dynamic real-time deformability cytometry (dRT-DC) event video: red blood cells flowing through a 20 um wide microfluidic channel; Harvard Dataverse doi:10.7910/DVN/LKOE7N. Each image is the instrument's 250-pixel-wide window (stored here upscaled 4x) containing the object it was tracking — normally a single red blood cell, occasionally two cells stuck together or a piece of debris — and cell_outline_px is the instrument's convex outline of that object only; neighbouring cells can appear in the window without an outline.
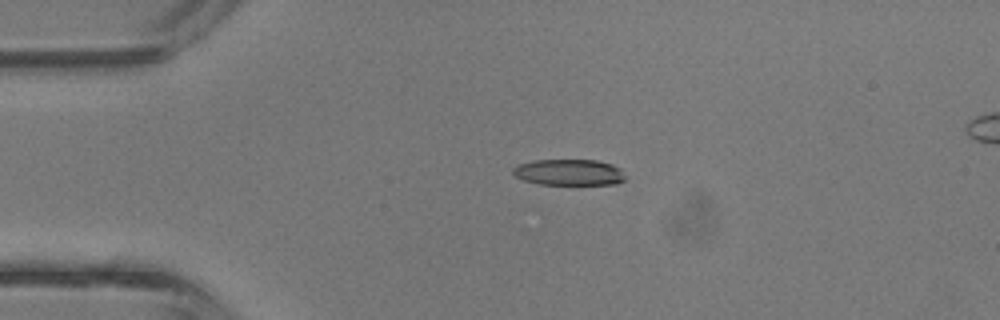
{"species": "common noctule bat (a hibernating species)", "species_latin": "Nyctalus noctula", "temperature_condition": "room temperature", "stored_images_in_passage": 5, "camera_frame_rate_fps": 3000, "um_per_image_px": 0.085, "animal": {"sex": "male", "body_mass_g": 13.3}, "frame": {"image": 1, "passage_image": 3, "time_ms": 0.667, "image_size_px": [1000, 320], "cell_outline_px": [[624, 180], [616, 184], [540, 184], [524, 180], [516, 176], [512, 172], [512, 168], [516, 164], [532, 160], [596, 160], [612, 164], [620, 168], [624, 176]], "centroid_in_image_um": [48.33, 14.63], "position_along_channel_um": 36.7, "area_um2": 17.11}}
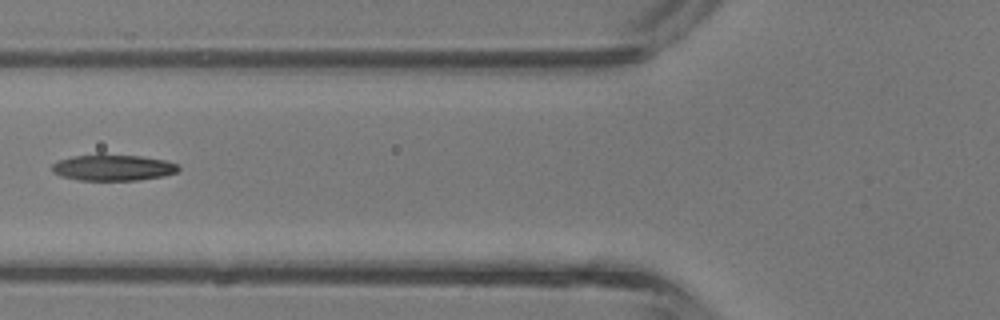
{"frame": {"image": 2, "passage_image": 5, "time_ms": 1.333, "image_size_px": [1000, 320], "cell_outline_px": [[180, 168], [176, 172], [164, 176], [136, 180], [80, 180], [60, 176], [52, 172], [52, 164], [60, 160], [72, 156], [100, 152], [140, 156], [164, 160], [176, 164]], "centroid_in_image_um": [9.56, 14.22], "position_along_channel_um": 116.2, "area_um2": 19.65}}